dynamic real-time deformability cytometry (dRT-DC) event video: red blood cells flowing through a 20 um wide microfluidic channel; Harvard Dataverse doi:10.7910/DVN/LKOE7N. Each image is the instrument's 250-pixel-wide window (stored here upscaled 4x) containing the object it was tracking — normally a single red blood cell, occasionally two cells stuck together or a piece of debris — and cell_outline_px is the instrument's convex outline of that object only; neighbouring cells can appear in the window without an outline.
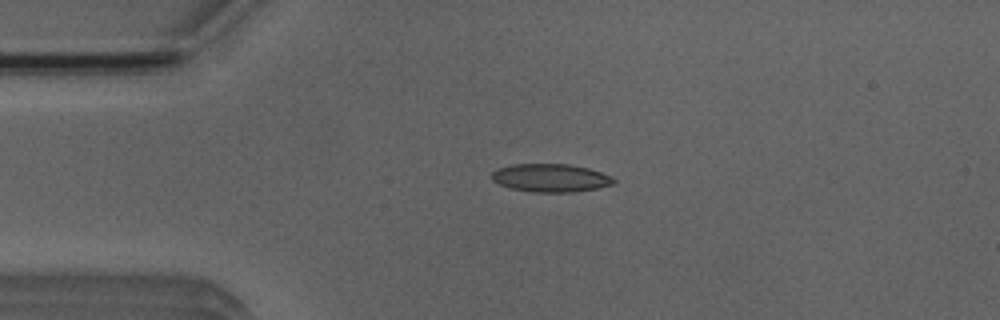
{"species": "Egyptian fruit bat (a non-hibernating species)", "species_latin": "Rousettus aegyptiacus", "temperature_condition": "room temperature", "stored_images_in_passage": 4, "camera_frame_rate_fps": 3000, "um_per_image_px": 0.085, "animal": {"sex": "male"}, "frame": {"image": 1, "passage_image": 2, "time_ms": 1.333, "image_size_px": [1000, 320], "cell_outline_px": [[616, 180], [612, 184], [596, 188], [572, 192], [532, 192], [512, 188], [500, 184], [492, 180], [492, 172], [496, 168], [512, 164], [568, 164], [588, 168], [600, 172]], "centroid_in_image_um": [46.76, 15.11], "position_along_channel_um": 38.2, "area_um2": 19.77}}